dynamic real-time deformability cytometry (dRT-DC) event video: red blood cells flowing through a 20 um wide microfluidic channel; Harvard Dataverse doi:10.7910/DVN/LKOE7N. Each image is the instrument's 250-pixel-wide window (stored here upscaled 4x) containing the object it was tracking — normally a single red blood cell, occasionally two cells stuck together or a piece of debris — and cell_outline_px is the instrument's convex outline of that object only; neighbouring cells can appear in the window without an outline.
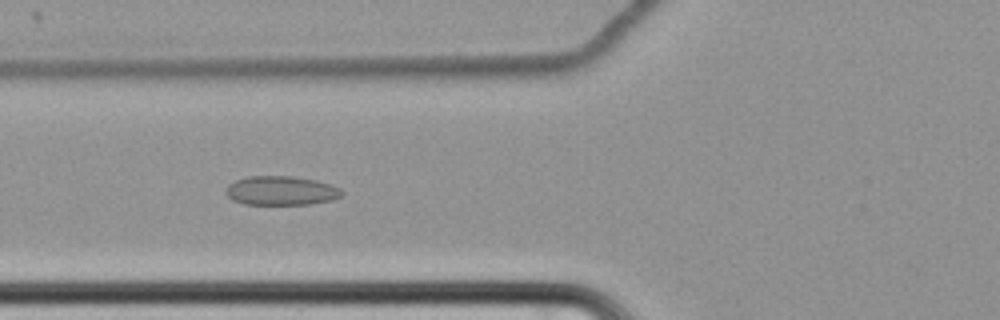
{"species": "common noctule bat (a hibernating species)", "species_latin": "Nyctalus noctula", "temperature_condition": "cold", "stored_images_in_passage": 52, "camera_frame_rate_fps": 3000, "um_per_image_px": 0.085, "animal": {"sex": "female", "body_mass_g": 22.7, "forearm_length_mm": 54.2}, "frame": {"image": 1, "passage_image": 15, "time_ms": 4.667, "image_size_px": [1000, 320], "cell_outline_px": [[344, 192], [340, 196], [332, 200], [308, 204], [244, 204], [232, 200], [224, 192], [228, 184], [236, 180], [248, 176], [292, 176], [316, 180], [332, 184], [340, 188]], "centroid_in_image_um": [23.89, 16.2], "position_along_channel_um": 101.9, "area_um2": 19.77}}
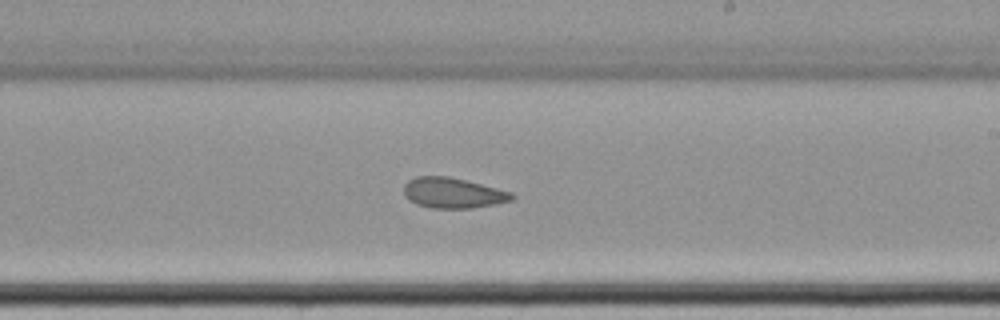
{"frame": {"image": 2, "passage_image": 28, "time_ms": 9.0, "image_size_px": [1000, 320], "cell_outline_px": [[516, 196], [512, 200], [496, 204], [472, 208], [432, 208], [416, 204], [404, 196], [404, 184], [408, 180], [416, 176], [448, 176], [512, 192]], "centroid_in_image_um": [38.48, 16.4], "position_along_channel_um": 250.5, "area_um2": 19.13}}
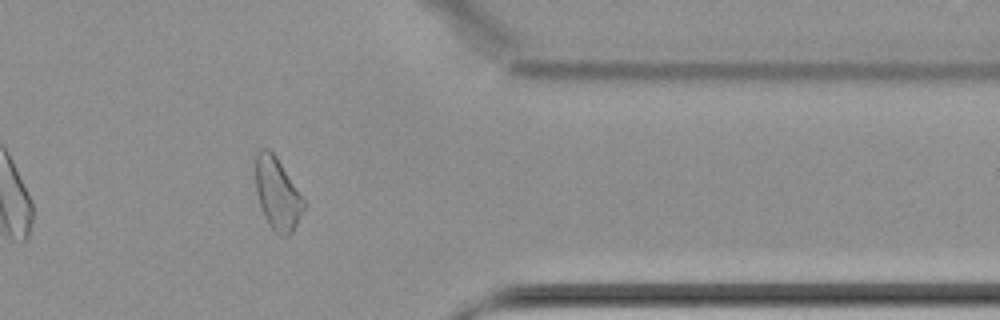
{"frame": {"image": 3, "passage_image": 41, "time_ms": 13.333, "image_size_px": [1000, 320], "cell_outline_px": [[308, 204], [292, 232], [288, 236], [280, 236], [268, 224], [264, 216], [256, 192], [256, 152], [260, 148], [268, 148], [276, 156]], "centroid_in_image_um": [23.6, 16.48], "position_along_channel_um": 387.8, "area_um2": 20.4}, "authors_computed_cell_mechanics": {"area_um2": 20.3456, "velocity_mm_per_s": 3.4315, "shape_relaxation_time_tau1_ms": null, "shape_relaxation_time_tau2_ms": 4.4927, "deformation_change_tau1": null, "deformation_change_tau2": 0.1024}}